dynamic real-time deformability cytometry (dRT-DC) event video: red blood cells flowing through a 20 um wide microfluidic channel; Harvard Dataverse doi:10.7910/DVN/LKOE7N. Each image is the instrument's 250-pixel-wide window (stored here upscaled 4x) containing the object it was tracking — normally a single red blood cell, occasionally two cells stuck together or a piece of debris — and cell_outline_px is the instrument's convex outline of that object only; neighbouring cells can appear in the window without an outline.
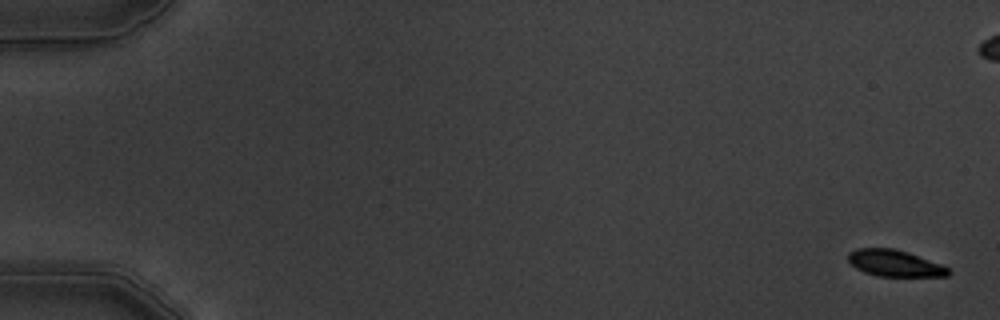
{"species": "common noctule bat (a hibernating species)", "species_latin": "Nyctalus noctula", "temperature_condition": "warm", "stored_images_in_passage": 7, "camera_frame_rate_fps": 3000, "um_per_image_px": 0.085, "animal": {"sex": "male", "body_mass_g": 19.5, "forearm_length_mm": 54.6}, "frame": {"image": 1, "passage_image": 1, "time_ms": 0.0, "image_size_px": [1000, 320], "cell_outline_px": [[952, 272], [948, 276], [876, 276], [864, 272], [856, 268], [848, 260], [848, 252], [856, 248], [892, 248], [908, 252], [940, 264], [948, 268]], "centroid_in_image_um": [76.03, 22.37], "position_along_channel_um": 9.0, "area_um2": 15.43}}